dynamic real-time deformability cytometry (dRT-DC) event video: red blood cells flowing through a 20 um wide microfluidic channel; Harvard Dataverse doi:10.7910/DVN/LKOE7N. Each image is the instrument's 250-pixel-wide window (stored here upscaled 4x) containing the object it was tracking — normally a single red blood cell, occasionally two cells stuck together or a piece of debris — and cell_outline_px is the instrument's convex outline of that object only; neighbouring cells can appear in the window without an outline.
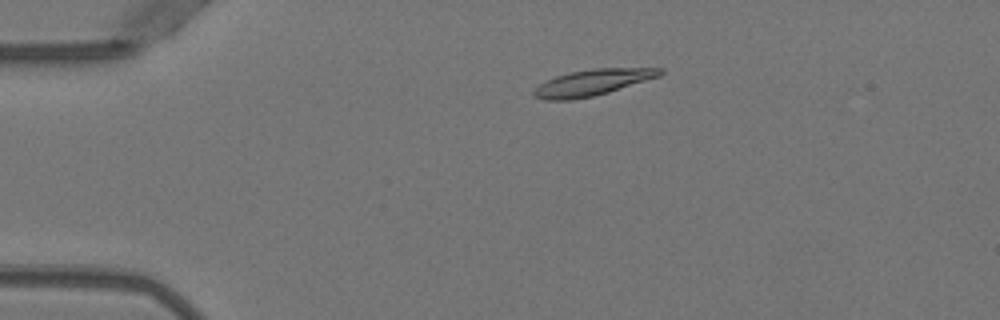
{"species": "Egyptian fruit bat (a non-hibernating species)", "species_latin": "Rousettus aegyptiacus", "temperature_condition": "warm", "stored_images_in_passage": 51, "camera_frame_rate_fps": 3000, "um_per_image_px": 0.085, "animal": {"sex": "female"}, "frame": {"image": 1, "passage_image": 10, "time_ms": 3.0, "image_size_px": [1000, 320], "cell_outline_px": [[664, 72], [660, 76], [608, 92], [592, 96], [572, 100], [544, 100], [532, 96], [532, 92], [540, 84], [556, 76], [568, 72], [592, 68], [664, 68]], "centroid_in_image_um": [50.35, 7.01], "position_along_channel_um": 34.7, "area_um2": 19.19}}
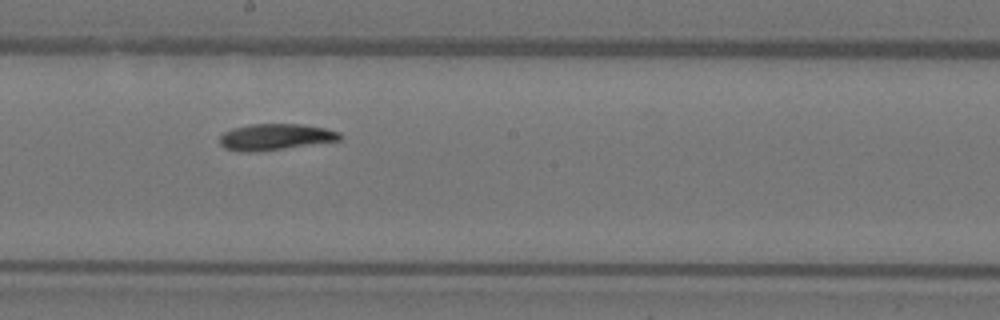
{"frame": {"image": 2, "passage_image": 28, "time_ms": 9.0, "image_size_px": [1000, 320], "cell_outline_px": [[344, 136], [340, 140], [252, 152], [240, 152], [224, 148], [220, 144], [220, 136], [224, 132], [232, 128], [252, 124], [304, 124], [324, 128], [340, 132]], "centroid_in_image_um": [23.39, 11.63], "position_along_channel_um": 224.8, "area_um2": 18.26}}
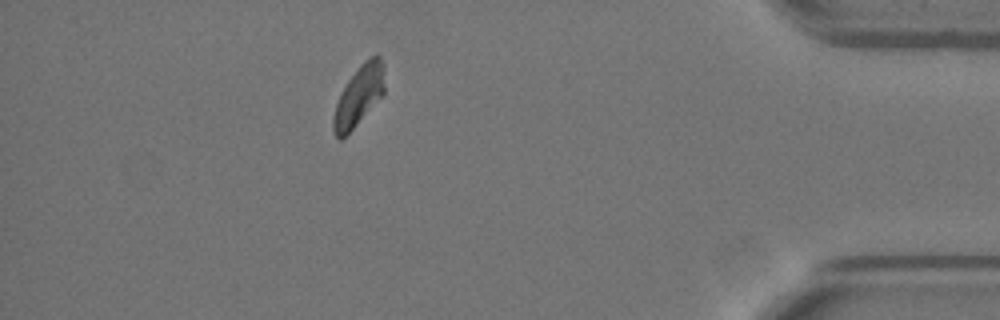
{"frame": {"image": 3, "passage_image": 45, "time_ms": 14.667, "image_size_px": [1000, 320], "cell_outline_px": [[384, 92], [352, 128], [340, 140], [332, 132], [332, 116], [336, 104], [348, 80], [360, 64], [368, 56], [376, 52], [380, 56], [384, 88]], "centroid_in_image_um": [30.46, 8.11], "position_along_channel_um": 404.7, "area_um2": 17.28}, "authors_computed_cell_mechanics": {"area_um2": 18.4382, "velocity_mm_per_s": 3.9588, "shape_relaxation_time_tau1_ms": null, "shape_relaxation_time_tau2_ms": 3.1198, "deformation_change_tau1": null, "deformation_change_tau2": 0.083}}